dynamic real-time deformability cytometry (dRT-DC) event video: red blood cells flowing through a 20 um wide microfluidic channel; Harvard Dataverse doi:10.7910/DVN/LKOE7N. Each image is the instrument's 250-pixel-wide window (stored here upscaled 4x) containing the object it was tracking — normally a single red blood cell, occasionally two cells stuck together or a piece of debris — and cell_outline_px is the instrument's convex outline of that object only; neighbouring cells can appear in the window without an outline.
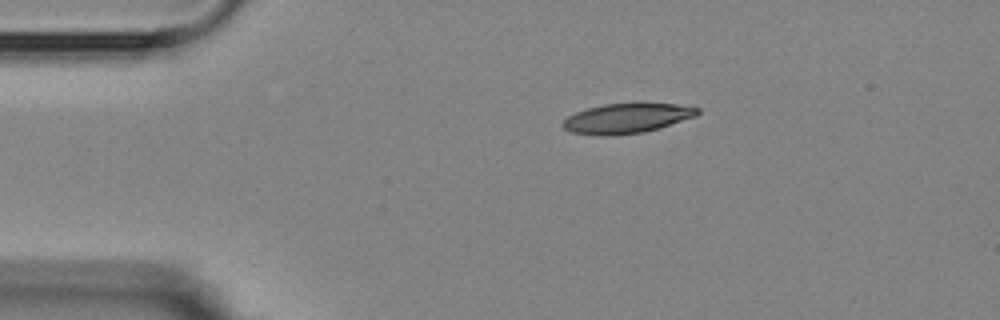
{"species": "Egyptian fruit bat (a non-hibernating species)", "species_latin": "Rousettus aegyptiacus", "temperature_condition": "room temperature", "stored_images_in_passage": 4, "camera_frame_rate_fps": 3000, "um_per_image_px": 0.085, "animal": {"sex": "female"}, "frame": {"image": 1, "passage_image": 1, "time_ms": 0.0, "image_size_px": [1000, 320], "cell_outline_px": [[700, 112], [696, 116], [660, 128], [644, 132], [616, 136], [600, 136], [572, 132], [564, 128], [560, 124], [568, 116], [576, 112], [588, 108], [604, 104], [676, 104], [700, 108]], "centroid_in_image_um": [53.27, 10.08], "position_along_channel_um": 31.7, "area_um2": 23.35}}
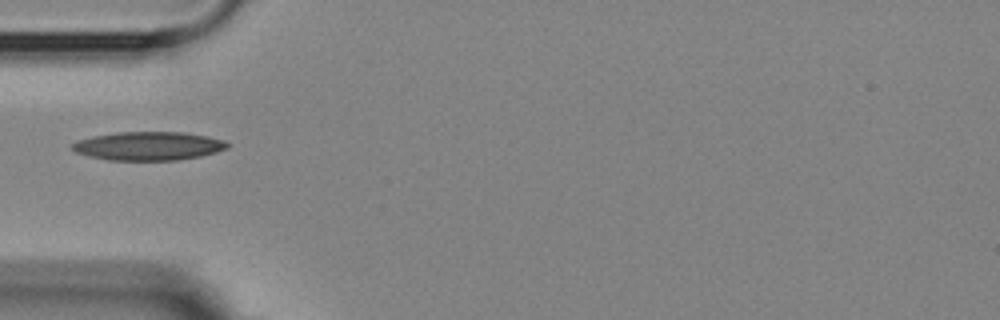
{"frame": {"image": 2, "passage_image": 3, "time_ms": 2.333, "image_size_px": [1000, 320], "cell_outline_px": [[232, 144], [228, 148], [216, 152], [200, 156], [176, 160], [108, 160], [76, 152], [72, 148], [72, 144], [76, 140], [92, 136], [116, 132], [184, 132], [208, 136], [224, 140]], "centroid_in_image_um": [12.66, 12.4], "position_along_channel_um": 72.3, "area_um2": 25.89}}
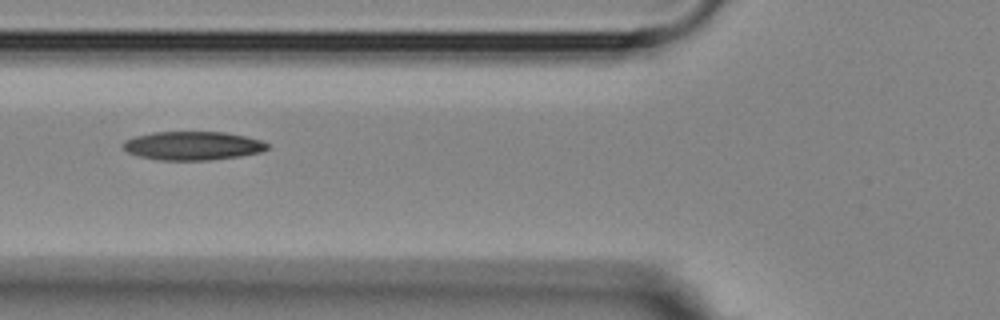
{"frame": {"image": 3, "passage_image": 4, "time_ms": 3.333, "image_size_px": [1000, 320], "cell_outline_px": [[268, 148], [260, 152], [240, 156], [208, 160], [160, 160], [140, 156], [128, 152], [120, 144], [124, 140], [136, 136], [152, 132], [228, 132], [248, 136], [260, 140], [268, 144]], "centroid_in_image_um": [16.38, 12.38], "position_along_channel_um": 109.4, "area_um2": 24.1}}